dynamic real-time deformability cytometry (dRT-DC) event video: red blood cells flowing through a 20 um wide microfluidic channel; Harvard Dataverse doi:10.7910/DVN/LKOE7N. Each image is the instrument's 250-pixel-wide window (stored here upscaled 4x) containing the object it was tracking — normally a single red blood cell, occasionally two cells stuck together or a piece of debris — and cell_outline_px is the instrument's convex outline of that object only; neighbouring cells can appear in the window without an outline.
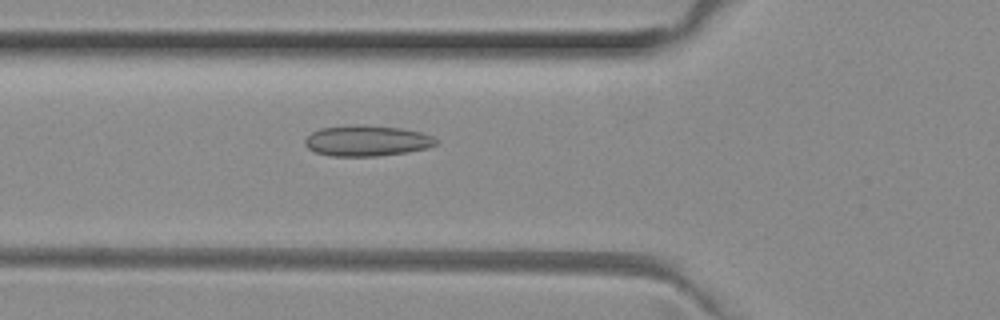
{"species": "common noctule bat (a hibernating species)", "species_latin": "Nyctalus noctula", "temperature_condition": "room temperature", "stored_images_in_passage": 42, "camera_frame_rate_fps": 3000, "um_per_image_px": 0.085, "animal": {"sex": "female", "body_mass_g": 29.2, "forearm_length_mm": 56.3}, "frame": {"image": 1, "passage_image": 9, "time_ms": 2.667, "image_size_px": [1000, 320], "cell_outline_px": [[436, 144], [428, 148], [404, 152], [376, 156], [332, 156], [316, 152], [308, 148], [304, 144], [304, 140], [312, 132], [320, 128], [356, 124], [360, 124], [400, 128], [420, 132], [432, 136], [436, 140]], "centroid_in_image_um": [31.15, 11.95], "position_along_channel_um": 94.7, "area_um2": 23.35}}
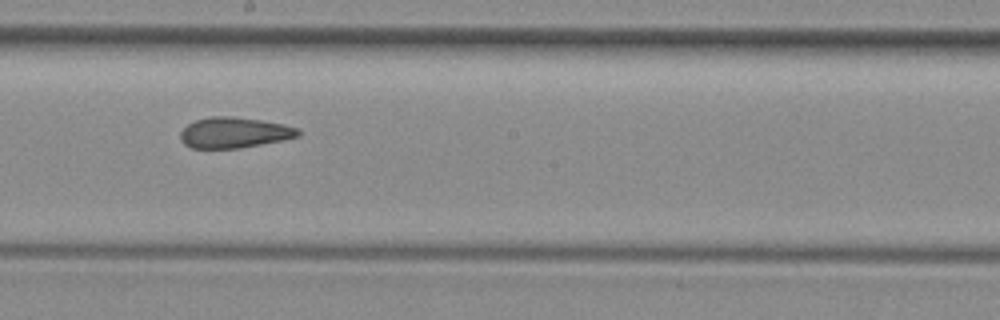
{"frame": {"image": 2, "passage_image": 19, "time_ms": 6.0, "image_size_px": [1000, 320], "cell_outline_px": [[300, 136], [240, 148], [192, 148], [184, 144], [180, 140], [180, 132], [188, 124], [196, 120], [212, 116], [228, 116], [260, 120], [284, 124], [300, 128]], "centroid_in_image_um": [19.9, 11.27], "position_along_channel_um": 228.3, "area_um2": 20.92}}
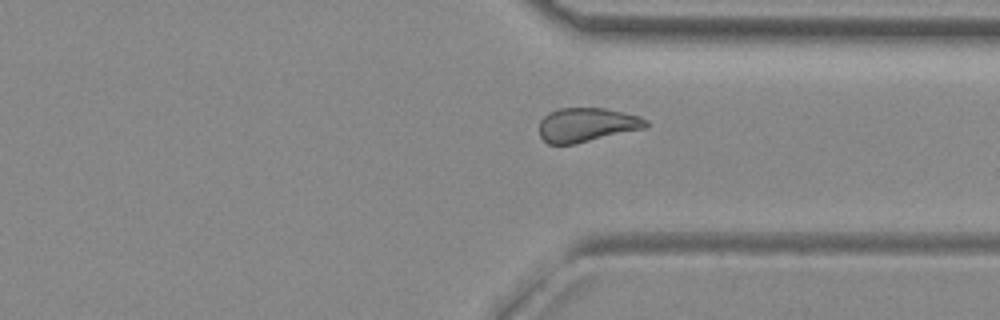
{"frame": {"image": 3, "passage_image": 29, "time_ms": 9.333, "image_size_px": [1000, 320], "cell_outline_px": [[648, 124], [644, 128], [572, 144], [548, 144], [540, 136], [540, 120], [548, 112], [560, 108], [604, 108], [640, 116], [648, 120]], "centroid_in_image_um": [49.85, 10.6], "position_along_channel_um": 361.5, "area_um2": 20.92}, "authors_computed_cell_mechanics": {"area_um2": 21.8773, "velocity_mm_per_s": 4.0, "shape_relaxation_time_tau1_ms": null, "shape_relaxation_time_tau2_ms": 2.5873, "deformation_change_tau1": null, "deformation_change_tau2": 0.0867}}